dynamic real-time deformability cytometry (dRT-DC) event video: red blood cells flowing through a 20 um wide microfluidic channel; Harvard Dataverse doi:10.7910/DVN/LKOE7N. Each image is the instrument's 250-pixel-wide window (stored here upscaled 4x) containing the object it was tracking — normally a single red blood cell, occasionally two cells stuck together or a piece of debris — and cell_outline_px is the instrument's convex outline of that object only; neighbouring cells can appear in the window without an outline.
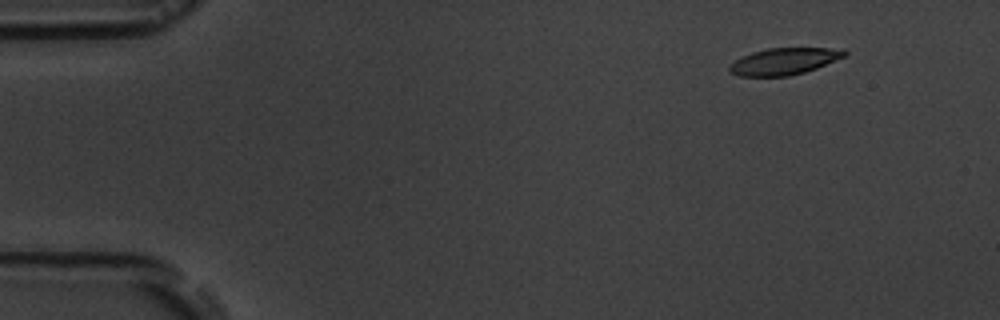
{"species": "common noctule bat (a hibernating species)", "species_latin": "Nyctalus noctula", "temperature_condition": "room temperature", "stored_images_in_passage": 5, "camera_frame_rate_fps": 3000, "um_per_image_px": 0.085, "animal": {"sex": "male", "body_mass_g": 19.5, "forearm_length_mm": 54.6}, "frame": {"image": 1, "passage_image": 2, "time_ms": 1.333, "image_size_px": [1000, 320], "cell_outline_px": [[848, 52], [844, 56], [816, 68], [804, 72], [788, 76], [740, 76], [728, 72], [728, 68], [736, 60], [752, 52], [768, 48], [844, 48]], "centroid_in_image_um": [66.65, 5.21], "position_along_channel_um": 18.3, "area_um2": 17.74}}
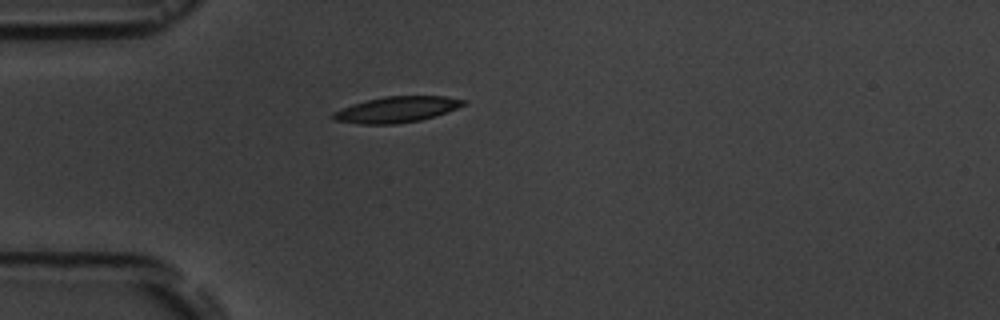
{"frame": {"image": 2, "passage_image": 5, "time_ms": 4.667, "image_size_px": [1000, 320], "cell_outline_px": [[468, 104], [420, 120], [396, 124], [360, 124], [336, 120], [332, 116], [332, 112], [352, 104], [384, 96], [444, 96], [464, 100]], "centroid_in_image_um": [33.69, 9.3], "position_along_channel_um": 51.3, "area_um2": 19.36}}